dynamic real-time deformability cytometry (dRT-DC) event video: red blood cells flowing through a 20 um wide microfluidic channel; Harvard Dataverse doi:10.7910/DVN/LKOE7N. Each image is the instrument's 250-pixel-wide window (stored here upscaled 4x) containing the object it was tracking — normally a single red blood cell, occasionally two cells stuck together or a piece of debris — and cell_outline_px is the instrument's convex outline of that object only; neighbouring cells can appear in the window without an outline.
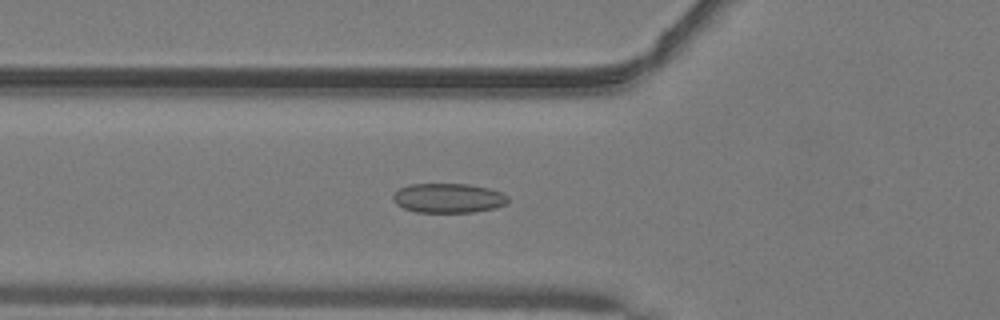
{"species": "common noctule bat (a hibernating species)", "species_latin": "Nyctalus noctula", "temperature_condition": "warm", "stored_images_in_passage": 49, "camera_frame_rate_fps": 3000, "um_per_image_px": 0.085, "animal": {"sex": "male", "body_mass_g": 19.2, "forearm_length_mm": 51.8}, "frame": {"image": 1, "passage_image": 17, "time_ms": 5.333, "image_size_px": [1000, 320], "cell_outline_px": [[508, 200], [504, 204], [496, 208], [472, 212], [416, 212], [404, 208], [396, 204], [392, 200], [392, 196], [400, 188], [408, 184], [468, 184], [488, 188], [500, 192], [508, 196]], "centroid_in_image_um": [38.08, 16.83], "position_along_channel_um": 87.7, "area_um2": 19.71}}
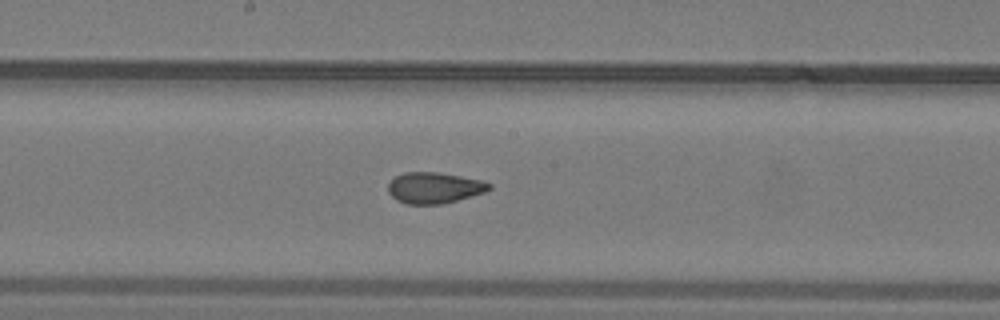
{"frame": {"image": 2, "passage_image": 26, "time_ms": 8.333, "image_size_px": [1000, 320], "cell_outline_px": [[492, 188], [484, 192], [456, 200], [440, 204], [408, 204], [396, 200], [388, 192], [388, 184], [396, 176], [404, 172], [436, 172], [484, 180], [492, 184]], "centroid_in_image_um": [36.92, 15.95], "position_along_channel_um": 211.3, "area_um2": 18.21}}
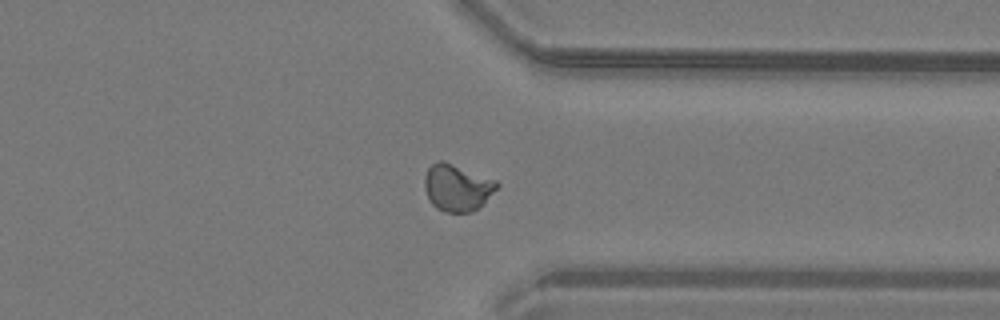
{"frame": {"image": 3, "passage_image": 38, "time_ms": 12.333, "image_size_px": [1000, 320], "cell_outline_px": [[500, 184], [472, 212], [444, 212], [436, 208], [432, 204], [424, 188], [424, 180], [428, 168], [436, 160], [444, 160], [496, 180]], "centroid_in_image_um": [38.81, 15.92], "position_along_channel_um": 372.6, "area_um2": 19.48}, "authors_computed_cell_mechanics": {"area_um2": 18.7272, "velocity_mm_per_s": 4.0986, "shape_relaxation_time_tau1_ms": null, "shape_relaxation_time_tau2_ms": 1.0129, "deformation_change_tau1": null, "deformation_change_tau2": 0.0685}}